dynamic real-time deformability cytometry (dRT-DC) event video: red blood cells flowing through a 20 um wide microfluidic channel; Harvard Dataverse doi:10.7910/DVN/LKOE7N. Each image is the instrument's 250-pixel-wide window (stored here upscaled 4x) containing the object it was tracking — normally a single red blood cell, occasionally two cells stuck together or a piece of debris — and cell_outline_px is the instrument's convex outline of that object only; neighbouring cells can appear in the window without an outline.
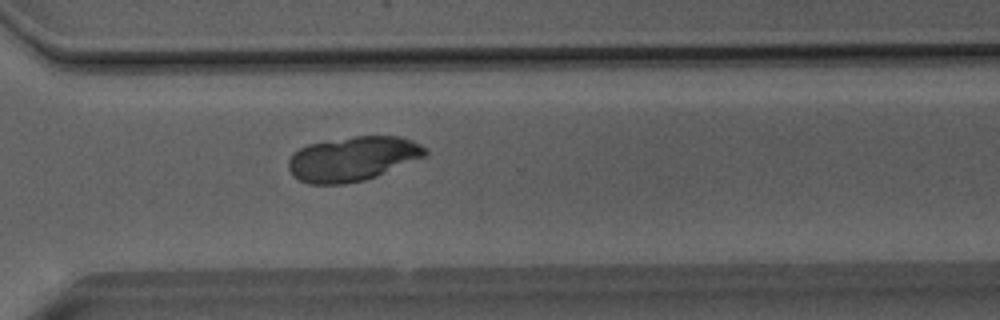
{"species": "Egyptian fruit bat (a non-hibernating species)", "species_latin": "Rousettus aegyptiacus", "temperature_condition": "room temperature", "stored_images_in_passage": 51, "camera_frame_rate_fps": 3000, "um_per_image_px": 0.085, "animal": {"sex": "male"}, "frame": {"image": 1, "passage_image": 37, "time_ms": 12.0, "image_size_px": [1000, 320], "cell_outline_px": [[428, 152], [424, 156], [376, 176], [364, 180], [344, 184], [308, 184], [300, 180], [288, 168], [288, 160], [300, 148], [308, 144], [356, 136], [400, 136], [412, 140], [428, 148]], "centroid_in_image_um": [29.99, 13.49], "position_along_channel_um": 340.6, "area_um2": 35.03}}
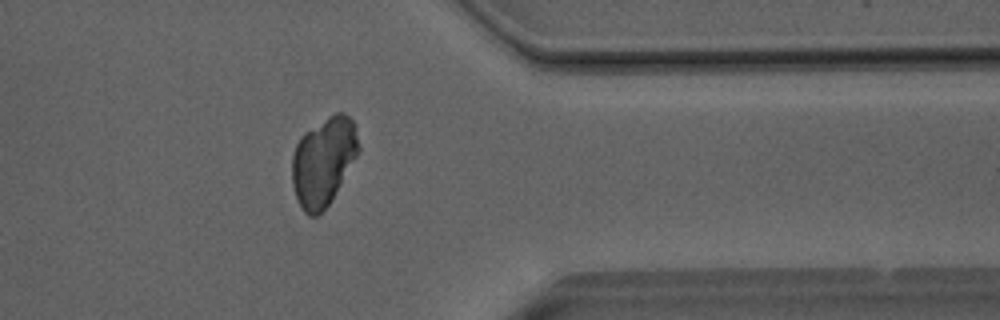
{"frame": {"image": 2, "passage_image": 41, "time_ms": 13.333, "image_size_px": [1000, 320], "cell_outline_px": [[360, 152], [332, 200], [316, 216], [308, 216], [300, 208], [292, 184], [292, 156], [296, 144], [300, 136], [304, 132], [328, 116], [336, 112], [344, 112], [352, 120], [356, 128], [360, 148]], "centroid_in_image_um": [27.5, 13.71], "position_along_channel_um": 383.9, "area_um2": 34.62}}
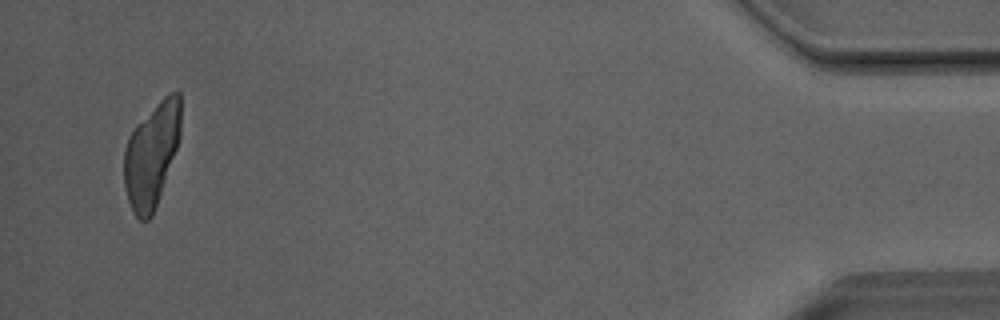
{"frame": {"image": 3, "passage_image": 49, "time_ms": 16.0, "image_size_px": [1000, 320], "cell_outline_px": [[180, 140], [152, 216], [148, 220], [140, 220], [132, 212], [128, 200], [124, 184], [124, 148], [128, 136], [160, 100], [168, 92], [180, 92]], "centroid_in_image_um": [12.88, 13.18], "position_along_channel_um": 422.3, "area_um2": 34.1}}